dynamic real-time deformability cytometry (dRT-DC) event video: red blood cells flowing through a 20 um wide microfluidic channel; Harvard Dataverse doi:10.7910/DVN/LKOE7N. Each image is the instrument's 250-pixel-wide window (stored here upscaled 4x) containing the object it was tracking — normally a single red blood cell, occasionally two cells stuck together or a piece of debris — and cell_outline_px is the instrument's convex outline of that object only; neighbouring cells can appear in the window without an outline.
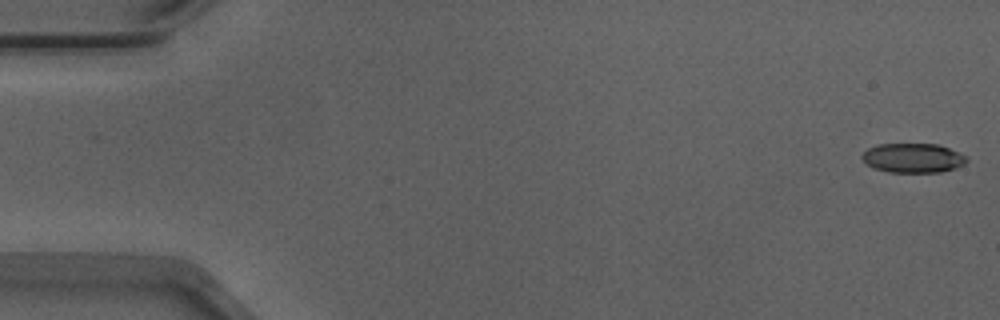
{"species": "Egyptian fruit bat (a non-hibernating species)", "species_latin": "Rousettus aegyptiacus", "temperature_condition": "warm", "stored_images_in_passage": 53, "camera_frame_rate_fps": 3000, "um_per_image_px": 0.085, "animal": {"sex": "male"}, "frame": {"image": 1, "passage_image": 1, "time_ms": 0.0, "image_size_px": [1000, 320], "cell_outline_px": [[968, 160], [964, 164], [956, 168], [940, 172], [888, 172], [876, 168], [868, 164], [860, 156], [868, 148], [876, 144], [936, 144], [948, 148], [964, 156]], "centroid_in_image_um": [77.58, 13.43], "position_along_channel_um": 7.4, "area_um2": 17.69}}
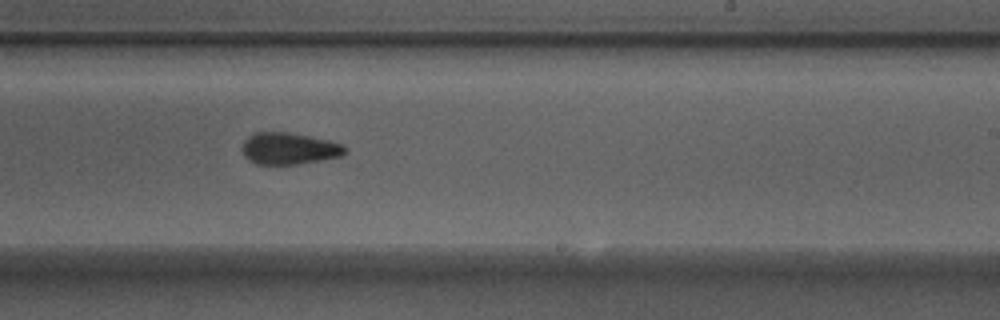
{"frame": {"image": 2, "passage_image": 32, "time_ms": 10.333, "image_size_px": [1000, 320], "cell_outline_px": [[348, 148], [340, 156], [296, 164], [256, 164], [248, 160], [244, 156], [244, 140], [252, 132], [288, 132], [328, 140], [340, 144]], "centroid_in_image_um": [24.53, 12.61], "position_along_channel_um": 264.5, "area_um2": 18.73}}
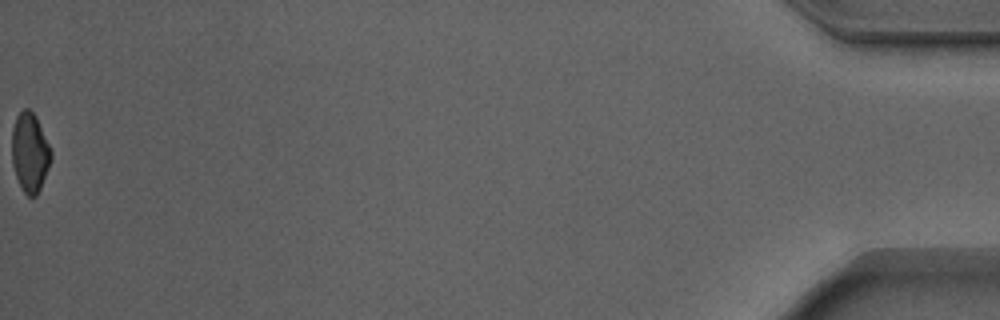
{"frame": {"image": 3, "passage_image": 53, "time_ms": 17.333, "image_size_px": [1000, 320], "cell_outline_px": [[52, 156], [48, 168], [40, 188], [36, 196], [28, 196], [24, 192], [16, 176], [12, 164], [12, 128], [16, 116], [24, 108], [28, 108], [36, 116], [52, 152]], "centroid_in_image_um": [2.53, 12.93], "position_along_channel_um": 432.7, "area_um2": 17.92}, "authors_computed_cell_mechanics": {"area_um2": 19.074, "velocity_mm_per_s": 3.9204, "shape_relaxation_time_tau1_ms": 4.8193, "shape_relaxation_time_tau2_ms": 3.0517, "deformation_change_tau1": 0.1146, "deformation_change_tau2": 0.1025}}